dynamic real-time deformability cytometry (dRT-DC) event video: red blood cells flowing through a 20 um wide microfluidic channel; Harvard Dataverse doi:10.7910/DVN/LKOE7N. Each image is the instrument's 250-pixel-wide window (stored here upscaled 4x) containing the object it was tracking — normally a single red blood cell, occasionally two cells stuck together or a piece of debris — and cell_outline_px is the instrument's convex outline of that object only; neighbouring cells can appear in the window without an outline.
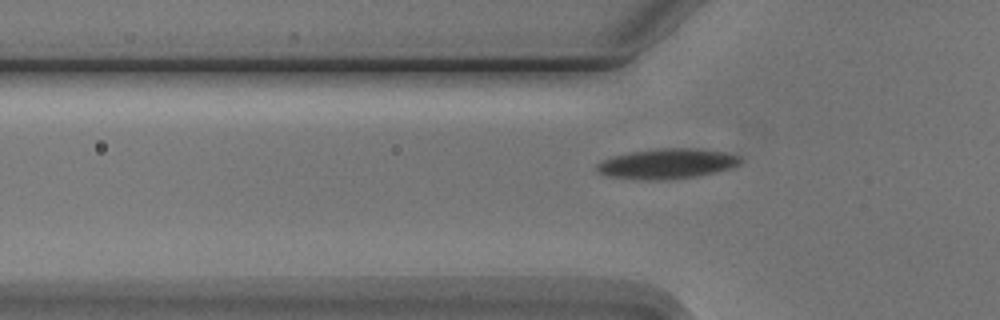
{"species": "Egyptian fruit bat (a non-hibernating species)", "species_latin": "Rousettus aegyptiacus", "temperature_condition": "cold", "stored_images_in_passage": 5, "camera_frame_rate_fps": 3000, "um_per_image_px": 0.085, "animal": {"sex": "male"}, "frame": {"image": 1, "passage_image": 4, "time_ms": 4.667, "image_size_px": [1000, 320], "cell_outline_px": [[740, 164], [732, 168], [716, 172], [696, 176], [656, 180], [648, 180], [608, 176], [600, 172], [596, 168], [596, 164], [612, 156], [632, 152], [660, 148], [696, 148], [724, 152], [740, 156]], "centroid_in_image_um": [56.73, 13.91], "position_along_channel_um": 69.1, "area_um2": 24.91}}